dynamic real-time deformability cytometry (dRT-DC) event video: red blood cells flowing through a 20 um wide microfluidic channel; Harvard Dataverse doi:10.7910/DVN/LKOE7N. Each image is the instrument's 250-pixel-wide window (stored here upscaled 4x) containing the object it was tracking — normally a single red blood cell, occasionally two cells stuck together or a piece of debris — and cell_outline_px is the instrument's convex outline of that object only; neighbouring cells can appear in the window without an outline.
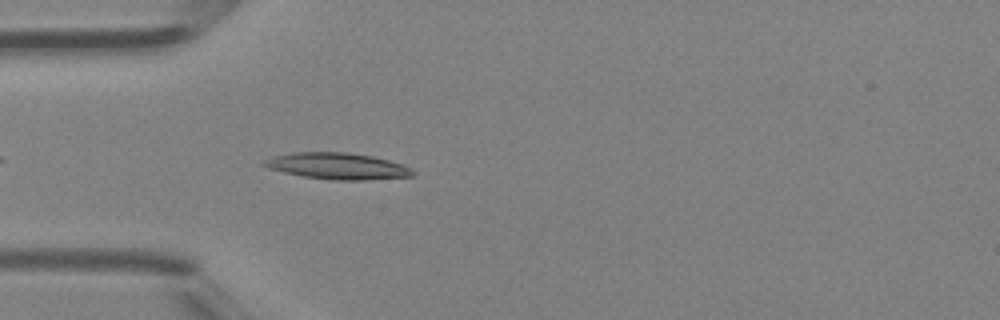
{"species": "Egyptian fruit bat (a non-hibernating species)", "species_latin": "Rousettus aegyptiacus", "temperature_condition": "room temperature", "stored_images_in_passage": 35, "camera_frame_rate_fps": 3000, "um_per_image_px": 0.085, "animal": {"sex": "female"}, "frame": {"image": 1, "passage_image": 3, "time_ms": 0.667, "image_size_px": [1000, 320], "cell_outline_px": [[416, 172], [412, 176], [360, 180], [332, 180], [304, 176], [284, 172], [268, 168], [260, 164], [264, 160], [272, 156], [292, 152], [344, 152], [372, 156], [388, 160], [412, 168]], "centroid_in_image_um": [28.65, 14.11], "position_along_channel_um": 56.4, "area_um2": 22.77}}
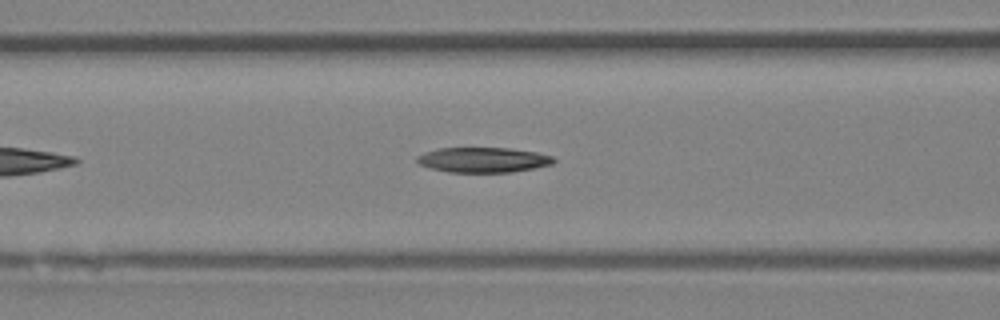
{"frame": {"image": 2, "passage_image": 8, "time_ms": 2.333, "image_size_px": [1000, 320], "cell_outline_px": [[556, 160], [552, 164], [512, 172], [448, 172], [428, 168], [420, 164], [416, 160], [416, 156], [424, 152], [440, 148], [508, 148], [536, 152], [552, 156]], "centroid_in_image_um": [41.03, 13.59], "position_along_channel_um": 125.6, "area_um2": 19.94}}
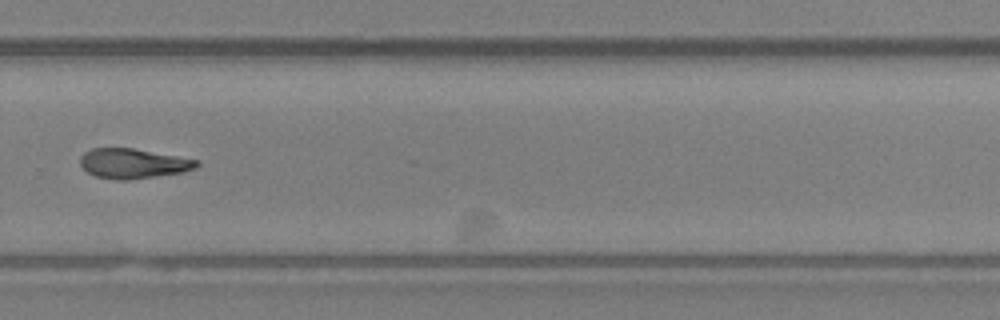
{"frame": {"image": 3, "passage_image": 21, "time_ms": 6.667, "image_size_px": [1000, 320], "cell_outline_px": [[200, 164], [196, 168], [184, 172], [128, 180], [120, 180], [96, 176], [88, 172], [80, 164], [80, 156], [84, 152], [92, 148], [132, 148], [200, 160]], "centroid_in_image_um": [11.34, 13.89], "position_along_channel_um": 318.5, "area_um2": 20.23}}